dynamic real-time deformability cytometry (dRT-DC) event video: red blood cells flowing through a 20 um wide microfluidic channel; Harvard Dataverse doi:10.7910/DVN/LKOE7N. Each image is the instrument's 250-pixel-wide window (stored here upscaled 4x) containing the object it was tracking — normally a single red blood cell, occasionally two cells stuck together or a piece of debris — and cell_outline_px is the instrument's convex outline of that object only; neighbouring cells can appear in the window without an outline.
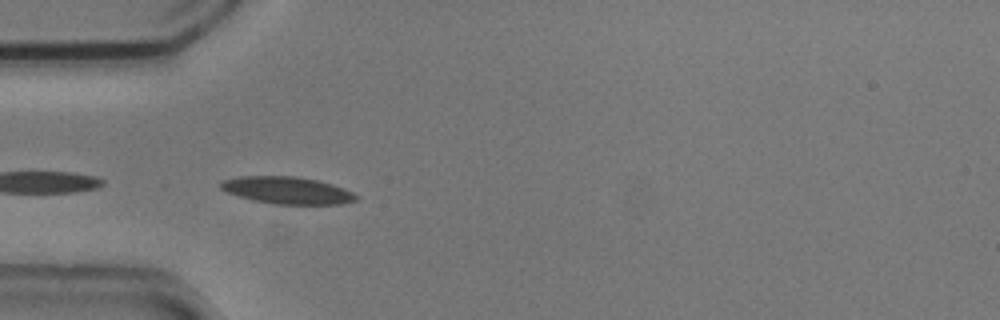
{"species": "common noctule bat (a hibernating species)", "species_latin": "Nyctalus noctula", "temperature_condition": "cold", "stored_images_in_passage": 5, "camera_frame_rate_fps": 3000, "um_per_image_px": 0.085, "animal": {"sex": "male", "body_mass_g": 20.5, "forearm_length_mm": 52.5}, "frame": {"image": 1, "passage_image": 2, "time_ms": 0.333, "image_size_px": [1000, 320], "cell_outline_px": [[360, 196], [356, 200], [340, 204], [272, 204], [252, 200], [228, 192], [220, 188], [220, 180], [240, 176], [296, 176], [316, 180], [332, 184], [344, 188]], "centroid_in_image_um": [24.41, 16.17], "position_along_channel_um": 60.6, "area_um2": 21.44}}